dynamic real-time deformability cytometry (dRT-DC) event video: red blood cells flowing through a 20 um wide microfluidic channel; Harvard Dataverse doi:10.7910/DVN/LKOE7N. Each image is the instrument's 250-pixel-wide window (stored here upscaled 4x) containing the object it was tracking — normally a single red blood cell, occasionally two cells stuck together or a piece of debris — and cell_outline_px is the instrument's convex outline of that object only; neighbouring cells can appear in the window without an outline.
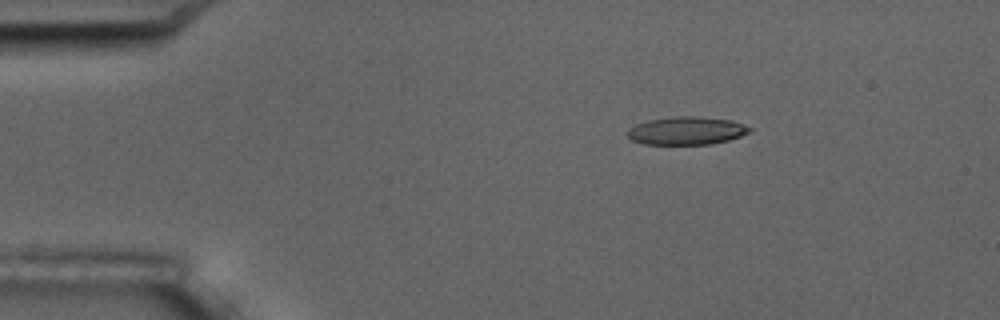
{"species": "common noctule bat (a hibernating species)", "species_latin": "Nyctalus noctula", "temperature_condition": "room temperature", "stored_images_in_passage": 5, "camera_frame_rate_fps": 3000, "um_per_image_px": 0.085, "animal": {"sex": "male", "body_mass_g": 17.5, "forearm_length_mm": 52.3}, "frame": {"image": 1, "passage_image": 3, "time_ms": 2.333, "image_size_px": [1000, 320], "cell_outline_px": [[752, 132], [728, 140], [712, 144], [644, 144], [632, 140], [628, 136], [628, 128], [636, 124], [648, 120], [676, 116], [696, 116], [732, 120], [752, 128]], "centroid_in_image_um": [58.37, 11.11], "position_along_channel_um": 26.6, "area_um2": 19.94}}